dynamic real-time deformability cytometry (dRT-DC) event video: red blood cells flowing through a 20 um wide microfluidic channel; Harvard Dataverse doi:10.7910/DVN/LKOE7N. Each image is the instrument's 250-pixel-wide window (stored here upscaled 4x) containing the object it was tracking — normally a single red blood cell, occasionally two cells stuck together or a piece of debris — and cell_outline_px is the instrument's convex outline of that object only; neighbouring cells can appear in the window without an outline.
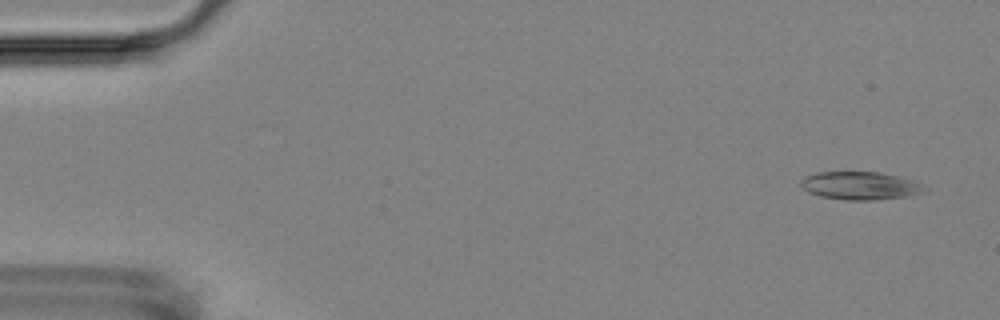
{"species": "Egyptian fruit bat (a non-hibernating species)", "species_latin": "Rousettus aegyptiacus", "temperature_condition": "room temperature", "stored_images_in_passage": 5, "camera_frame_rate_fps": 3000, "um_per_image_px": 0.085, "animal": {"sex": "female"}, "frame": {"image": 1, "passage_image": 1, "time_ms": 0.0, "image_size_px": [1000, 320], "cell_outline_px": [[928, 188], [924, 192], [904, 196], [872, 200], [844, 200], [820, 196], [808, 192], [800, 184], [800, 180], [804, 176], [816, 172], [880, 172], [912, 180], [924, 184]], "centroid_in_image_um": [73.1, 15.78], "position_along_channel_um": 11.9, "area_um2": 20.17}}